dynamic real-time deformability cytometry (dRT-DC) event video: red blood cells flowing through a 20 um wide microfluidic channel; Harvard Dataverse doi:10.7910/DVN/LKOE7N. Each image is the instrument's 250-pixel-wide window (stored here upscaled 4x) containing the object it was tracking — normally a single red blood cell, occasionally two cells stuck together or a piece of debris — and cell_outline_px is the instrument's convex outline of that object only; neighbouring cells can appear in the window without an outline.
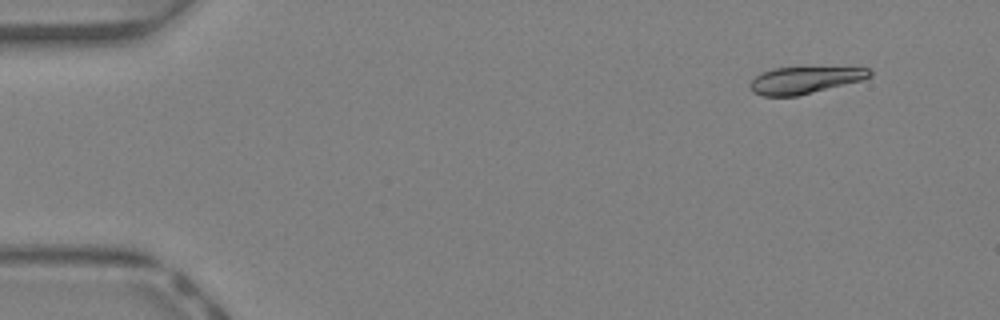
{"species": "Egyptian fruit bat (a non-hibernating species)", "species_latin": "Rousettus aegyptiacus", "temperature_condition": "warm", "stored_images_in_passage": 41, "camera_frame_rate_fps": 3000, "um_per_image_px": 0.085, "animal": {"sex": "female"}, "frame": {"image": 1, "passage_image": 1, "time_ms": 0.0, "image_size_px": [1000, 320], "cell_outline_px": [[872, 76], [860, 80], [796, 96], [764, 96], [752, 92], [748, 84], [760, 72], [776, 68], [868, 68], [872, 72]], "centroid_in_image_um": [68.32, 6.82], "position_along_channel_um": 16.7, "area_um2": 18.26}}
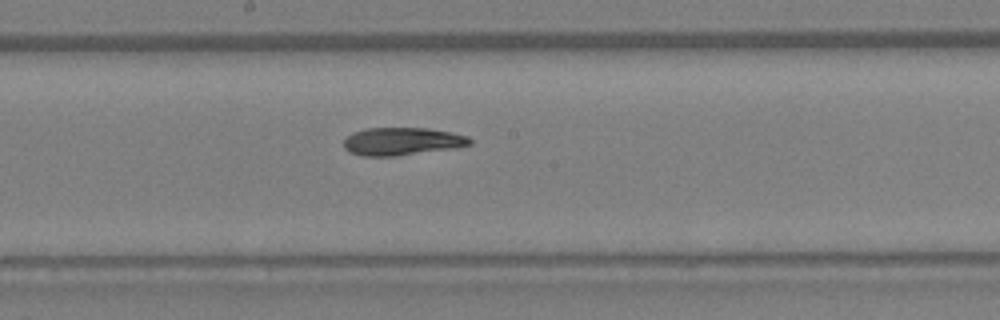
{"frame": {"image": 2, "passage_image": 21, "time_ms": 6.667, "image_size_px": [1000, 320], "cell_outline_px": [[472, 144], [456, 148], [396, 156], [360, 156], [348, 152], [344, 148], [344, 140], [352, 132], [364, 128], [428, 128], [468, 136], [472, 140]], "centroid_in_image_um": [34.15, 12.02], "position_along_channel_um": 214.0, "area_um2": 20.58}}
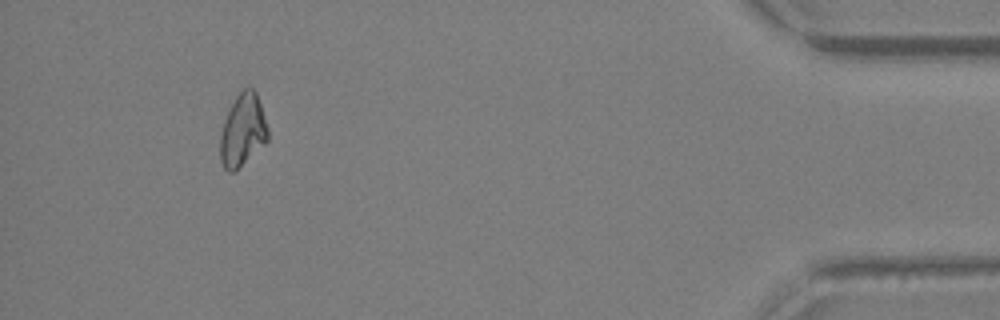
{"frame": {"image": 3, "passage_image": 38, "time_ms": 12.333, "image_size_px": [1000, 320], "cell_outline_px": [[268, 140], [264, 144], [232, 172], [228, 172], [224, 168], [220, 160], [220, 136], [224, 120], [236, 96], [244, 88], [252, 88], [256, 92], [268, 128]], "centroid_in_image_um": [20.62, 11.07], "position_along_channel_um": 414.6, "area_um2": 19.65}, "authors_computed_cell_mechanics": {"area_um2": 20.5768, "velocity_mm_per_s": 4.6731, "shape_relaxation_time_tau1_ms": null, "shape_relaxation_time_tau2_ms": 3.8706, "deformation_change_tau1": null, "deformation_change_tau2": 0.0914}}